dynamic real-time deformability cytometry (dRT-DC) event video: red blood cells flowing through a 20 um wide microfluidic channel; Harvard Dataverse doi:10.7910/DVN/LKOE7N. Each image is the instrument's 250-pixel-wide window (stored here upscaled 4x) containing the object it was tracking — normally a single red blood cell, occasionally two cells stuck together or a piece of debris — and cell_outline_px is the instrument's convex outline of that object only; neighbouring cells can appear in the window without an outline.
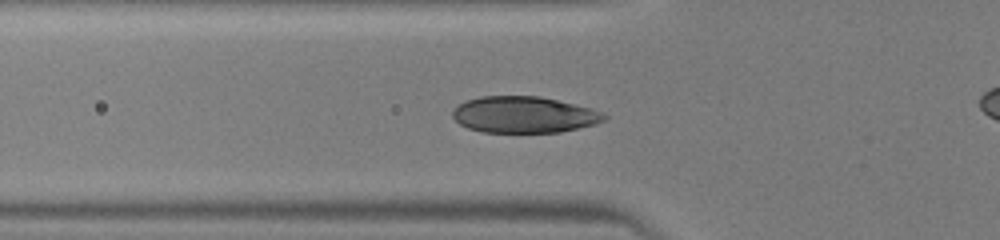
{"species": "human", "species_latin": "Homo sapiens", "temperature_condition": "warm", "stored_images_in_passage": 36, "camera_frame_rate_fps": 3000, "um_per_image_px": 0.085, "donor": {"sex": "male"}, "frame": {"image": 1, "passage_image": 5, "time_ms": 1.333, "image_size_px": [1000, 240], "cell_outline_px": [[608, 116], [604, 120], [596, 124], [560, 132], [484, 132], [468, 128], [460, 124], [452, 116], [452, 112], [464, 100], [480, 96], [540, 96], [592, 108]], "centroid_in_image_um": [44.54, 9.74], "position_along_channel_um": 81.3, "area_um2": 32.08}}
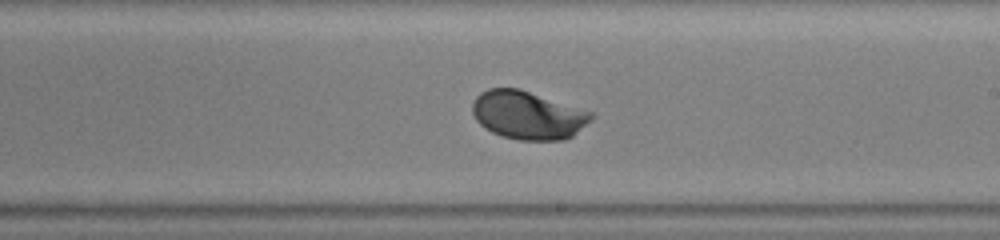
{"frame": {"image": 2, "passage_image": 16, "time_ms": 5.0, "image_size_px": [1000, 240], "cell_outline_px": [[596, 116], [592, 120], [572, 136], [564, 140], [520, 140], [504, 136], [492, 132], [484, 128], [476, 120], [472, 112], [472, 104], [476, 96], [480, 92], [488, 88], [520, 88], [592, 112]], "centroid_in_image_um": [44.87, 9.78], "position_along_channel_um": 244.1, "area_um2": 33.52}}
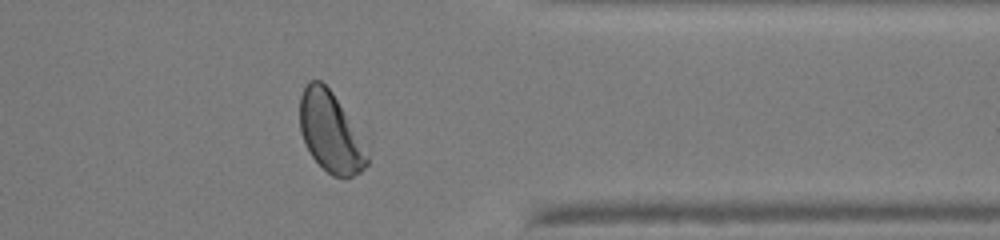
{"frame": {"image": 3, "passage_image": 26, "time_ms": 8.333, "image_size_px": [1000, 240], "cell_outline_px": [[368, 164], [360, 172], [352, 176], [332, 176], [312, 156], [300, 132], [300, 96], [308, 80], [320, 80], [332, 92], [368, 156]], "centroid_in_image_um": [28.02, 11.23], "position_along_channel_um": 383.4, "area_um2": 29.94}}